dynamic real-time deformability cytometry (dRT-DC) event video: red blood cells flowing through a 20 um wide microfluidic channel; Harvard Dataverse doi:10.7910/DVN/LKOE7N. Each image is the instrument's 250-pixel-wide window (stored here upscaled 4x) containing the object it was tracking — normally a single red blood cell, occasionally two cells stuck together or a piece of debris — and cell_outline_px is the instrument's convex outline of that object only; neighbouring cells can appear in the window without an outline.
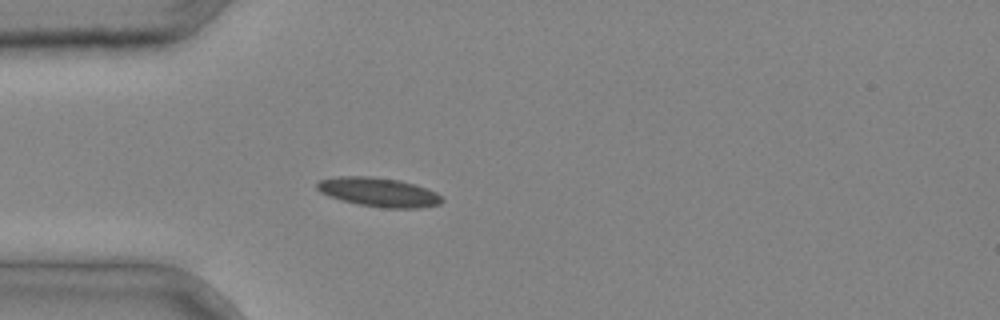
{"species": "common noctule bat (a hibernating species)", "species_latin": "Nyctalus noctula", "temperature_condition": "cold", "stored_images_in_passage": 3, "camera_frame_rate_fps": 3000, "um_per_image_px": 0.085, "animal": {"sex": "male", "body_mass_g": 20.4}, "frame": {"image": 1, "passage_image": 3, "time_ms": 0.667, "image_size_px": [1000, 320], "cell_outline_px": [[444, 200], [440, 204], [420, 208], [384, 208], [360, 204], [328, 196], [320, 192], [316, 188], [316, 184], [320, 180], [336, 176], [368, 176], [400, 180], [416, 184], [428, 188], [436, 192]], "centroid_in_image_um": [32.21, 16.32], "position_along_channel_um": 52.8, "area_um2": 21.21}}